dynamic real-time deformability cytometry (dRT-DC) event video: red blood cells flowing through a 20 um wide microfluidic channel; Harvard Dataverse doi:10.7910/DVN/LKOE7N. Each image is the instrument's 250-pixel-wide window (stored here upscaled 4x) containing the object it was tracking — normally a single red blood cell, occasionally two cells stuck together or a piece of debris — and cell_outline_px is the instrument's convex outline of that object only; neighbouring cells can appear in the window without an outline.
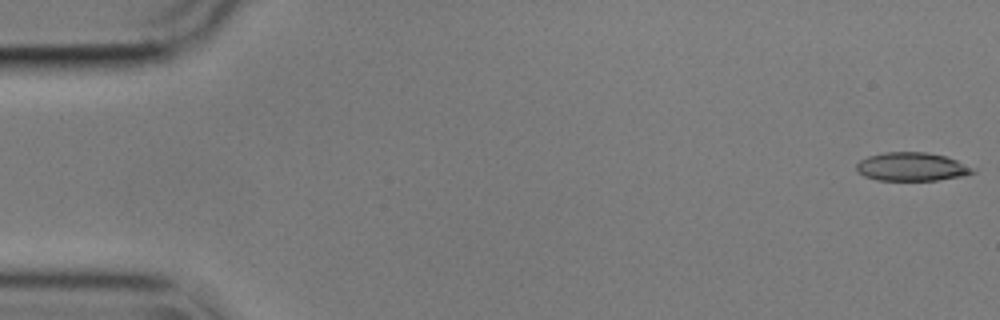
{"species": "common noctule bat (a hibernating species)", "species_latin": "Nyctalus noctula", "temperature_condition": "cold", "stored_images_in_passage": 47, "camera_frame_rate_fps": 3000, "um_per_image_px": 0.085, "animal": {"sex": "male", "body_mass_g": 17.9}, "frame": {"image": 1, "passage_image": 1, "time_ms": 0.0, "image_size_px": [1000, 320], "cell_outline_px": [[976, 172], [960, 176], [936, 180], [876, 180], [864, 176], [856, 172], [856, 164], [860, 160], [868, 156], [884, 152], [924, 152], [944, 156], [956, 160], [976, 168]], "centroid_in_image_um": [77.47, 14.17], "position_along_channel_um": 7.5, "area_um2": 19.31}}